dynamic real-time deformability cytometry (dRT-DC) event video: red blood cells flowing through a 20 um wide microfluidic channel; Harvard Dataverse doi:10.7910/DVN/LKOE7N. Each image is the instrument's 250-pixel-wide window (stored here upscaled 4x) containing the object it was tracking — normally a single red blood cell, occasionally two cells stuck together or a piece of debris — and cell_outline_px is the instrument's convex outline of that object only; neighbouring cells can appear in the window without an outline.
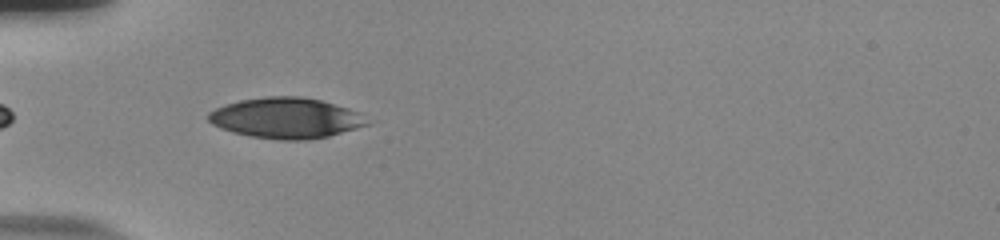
{"species": "human", "species_latin": "Homo sapiens", "temperature_condition": "room temperature", "stored_images_in_passage": 17, "camera_frame_rate_fps": 3000, "um_per_image_px": 0.085, "donor": {"sex": "male"}, "frame": {"image": 1, "passage_image": 3, "time_ms": 0.667, "image_size_px": [1000, 240], "cell_outline_px": [[368, 124], [356, 128], [328, 136], [308, 140], [280, 140], [252, 136], [232, 132], [220, 128], [212, 124], [208, 120], [208, 112], [224, 104], [240, 100], [268, 96], [300, 96], [320, 100], [348, 108], [360, 112]], "centroid_in_image_um": [24.27, 10.03], "position_along_channel_um": 60.7, "area_um2": 37.4}}
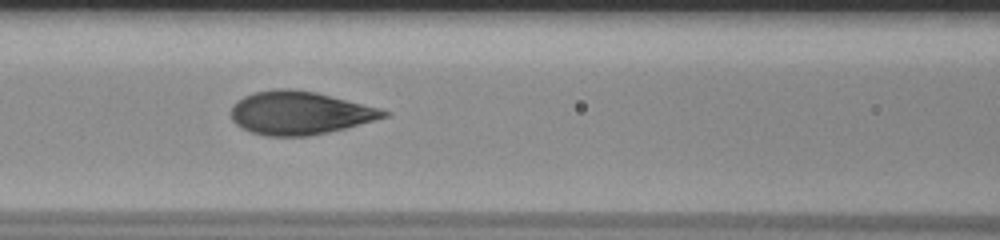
{"frame": {"image": 2, "passage_image": 10, "time_ms": 3.0, "image_size_px": [1000, 240], "cell_outline_px": [[392, 112], [388, 116], [344, 128], [328, 132], [308, 136], [264, 136], [240, 128], [232, 120], [232, 104], [244, 96], [256, 92], [276, 88], [288, 88], [316, 92], [380, 108]], "centroid_in_image_um": [25.45, 9.6], "position_along_channel_um": 141.1, "area_um2": 38.32}}